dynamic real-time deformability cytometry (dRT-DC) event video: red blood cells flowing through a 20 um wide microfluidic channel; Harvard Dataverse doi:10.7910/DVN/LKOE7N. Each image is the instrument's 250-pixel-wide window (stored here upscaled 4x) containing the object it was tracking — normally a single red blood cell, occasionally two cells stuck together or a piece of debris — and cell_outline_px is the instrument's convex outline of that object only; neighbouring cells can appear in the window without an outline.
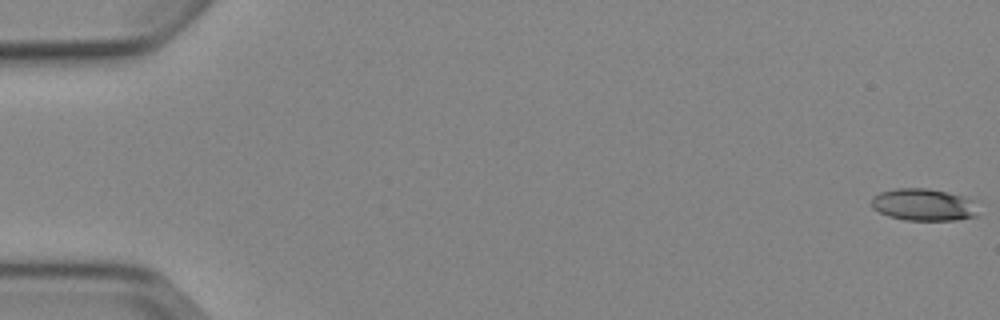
{"species": "Egyptian fruit bat (a non-hibernating species)", "species_latin": "Rousettus aegyptiacus", "temperature_condition": "cold", "stored_images_in_passage": 9, "camera_frame_rate_fps": 3000, "um_per_image_px": 0.085, "animal": {"sex": "female"}, "frame": {"image": 1, "passage_image": 1, "time_ms": 0.0, "image_size_px": [1000, 320], "cell_outline_px": [[980, 216], [956, 220], [904, 220], [888, 216], [872, 208], [872, 196], [880, 192], [896, 188], [928, 188], [948, 192], [972, 200]], "centroid_in_image_um": [78.5, 17.4], "position_along_channel_um": 6.5, "area_um2": 20.06}}
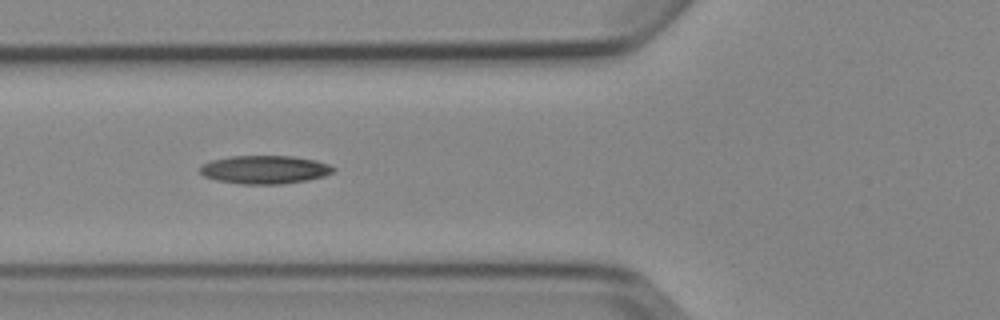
{"frame": {"image": 2, "passage_image": 7, "time_ms": 6.667, "image_size_px": [1000, 320], "cell_outline_px": [[336, 168], [332, 172], [324, 176], [308, 180], [280, 184], [240, 184], [216, 180], [204, 176], [200, 172], [200, 164], [212, 160], [232, 156], [292, 156], [316, 160], [328, 164]], "centroid_in_image_um": [22.49, 14.42], "position_along_channel_um": 103.3, "area_um2": 22.02}}
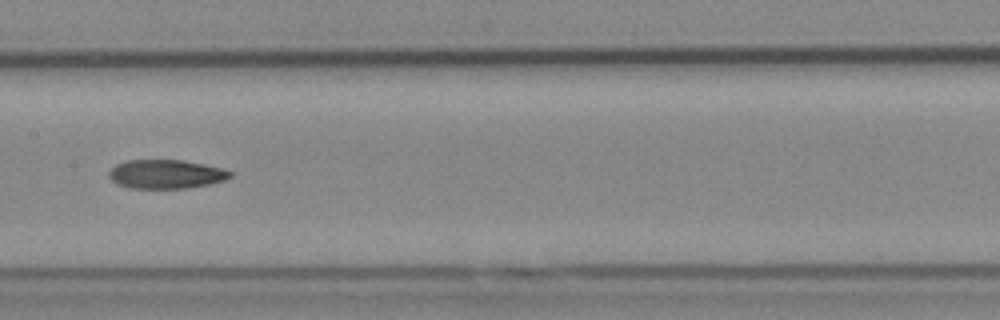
{"frame": {"image": 3, "passage_image": 9, "time_ms": 9.0, "image_size_px": [1000, 320], "cell_outline_px": [[232, 176], [224, 180], [212, 184], [188, 188], [128, 188], [116, 184], [108, 176], [108, 172], [116, 164], [128, 160], [184, 160], [224, 168], [232, 172]], "centroid_in_image_um": [14.12, 14.8], "position_along_channel_um": 193.3, "area_um2": 20.63}}